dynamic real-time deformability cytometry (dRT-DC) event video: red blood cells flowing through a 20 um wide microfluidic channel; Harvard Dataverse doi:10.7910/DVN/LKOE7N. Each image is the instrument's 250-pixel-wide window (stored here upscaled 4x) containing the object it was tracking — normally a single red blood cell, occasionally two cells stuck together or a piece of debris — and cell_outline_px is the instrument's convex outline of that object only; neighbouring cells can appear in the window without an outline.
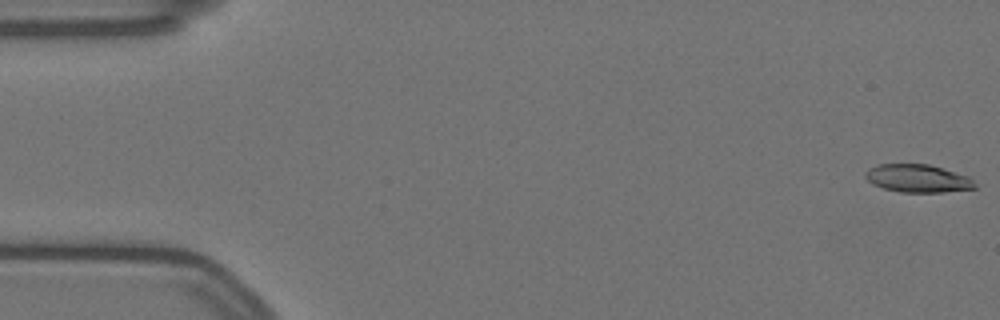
{"species": "Egyptian fruit bat (a non-hibernating species)", "species_latin": "Rousettus aegyptiacus", "temperature_condition": "warm", "stored_images_in_passage": 58, "camera_frame_rate_fps": 3000, "um_per_image_px": 0.085, "animal": {"sex": "female"}, "frame": {"image": 1, "passage_image": 1, "time_ms": 0.0, "image_size_px": [1000, 320], "cell_outline_px": [[976, 188], [944, 192], [900, 192], [884, 188], [872, 184], [864, 176], [864, 172], [868, 168], [876, 164], [928, 164], [968, 176], [976, 184]], "centroid_in_image_um": [77.97, 15.16], "position_along_channel_um": 7.0, "area_um2": 17.8}}
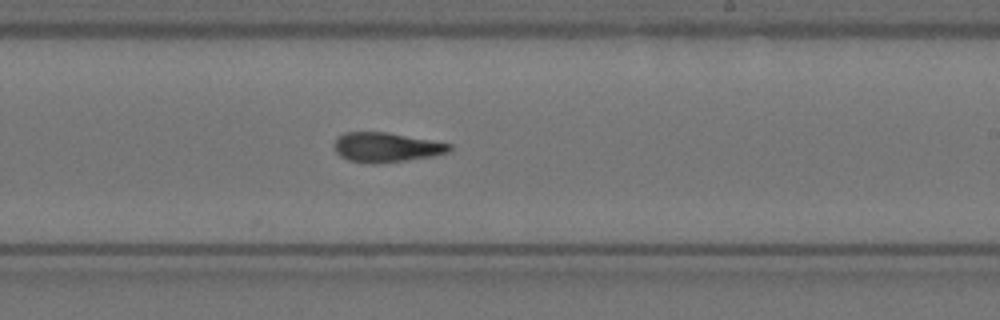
{"frame": {"image": 2, "passage_image": 34, "time_ms": 11.0, "image_size_px": [1000, 320], "cell_outline_px": [[452, 148], [448, 152], [432, 156], [376, 164], [372, 164], [348, 160], [340, 156], [336, 152], [332, 144], [344, 132], [384, 132], [452, 144]], "centroid_in_image_um": [32.79, 12.53], "position_along_channel_um": 256.2, "area_um2": 19.65}}
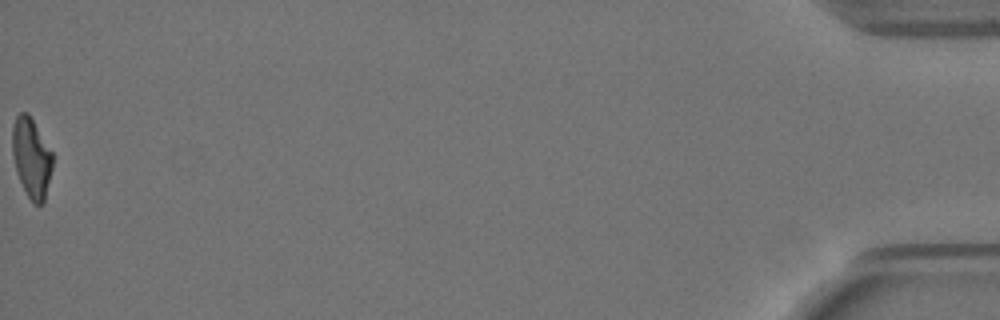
{"frame": {"image": 3, "passage_image": 58, "time_ms": 19.0, "image_size_px": [1000, 320], "cell_outline_px": [[52, 168], [44, 200], [40, 204], [32, 204], [16, 172], [12, 156], [12, 128], [16, 116], [20, 112], [28, 112], [52, 152]], "centroid_in_image_um": [2.65, 13.39], "position_along_channel_um": 432.5, "area_um2": 18.55}, "authors_computed_cell_mechanics": {"area_um2": 19.7676, "velocity_mm_per_s": 3.517, "shape_relaxation_time_tau1_ms": null, "shape_relaxation_time_tau2_ms": 3.3997, "deformation_change_tau1": null, "deformation_change_tau2": 0.103}}